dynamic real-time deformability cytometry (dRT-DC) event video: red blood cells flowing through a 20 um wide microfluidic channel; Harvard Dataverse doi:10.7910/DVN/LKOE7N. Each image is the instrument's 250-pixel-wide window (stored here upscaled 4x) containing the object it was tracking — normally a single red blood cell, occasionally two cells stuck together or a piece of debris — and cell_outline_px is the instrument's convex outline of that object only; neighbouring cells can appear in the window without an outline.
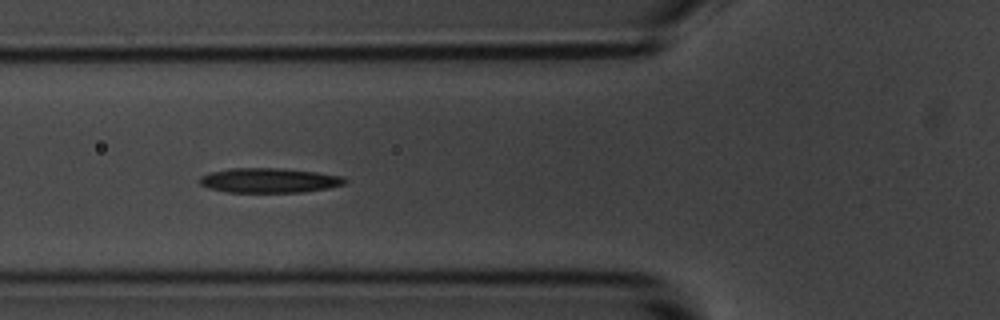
{"species": "common noctule bat (a hibernating species)", "species_latin": "Nyctalus noctula", "temperature_condition": "room temperature", "stored_images_in_passage": 14, "camera_frame_rate_fps": 3000, "um_per_image_px": 0.085, "animal": {"sex": "male", "body_mass_g": 20.1, "forearm_length_mm": 53.5}, "frame": {"image": 1, "passage_image": 5, "time_ms": 5.333, "image_size_px": [1000, 320], "cell_outline_px": [[348, 184], [328, 188], [304, 192], [228, 192], [208, 188], [200, 184], [196, 180], [200, 176], [208, 172], [232, 168], [284, 168], [316, 172], [344, 176], [348, 180]], "centroid_in_image_um": [22.89, 15.33], "position_along_channel_um": 102.9, "area_um2": 21.27}}
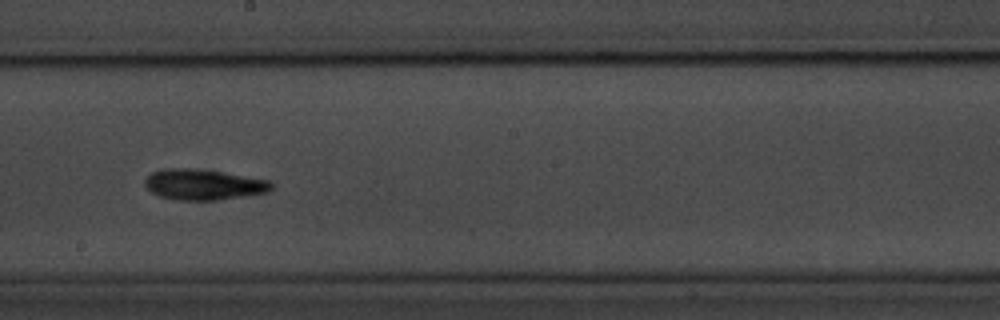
{"frame": {"image": 2, "passage_image": 8, "time_ms": 9.0, "image_size_px": [1000, 320], "cell_outline_px": [[272, 188], [268, 192], [248, 196], [216, 200], [176, 200], [160, 196], [152, 192], [144, 184], [144, 180], [152, 172], [164, 168], [192, 168], [220, 172], [268, 180], [272, 184]], "centroid_in_image_um": [17.28, 15.69], "position_along_channel_um": 230.9, "area_um2": 22.48}}
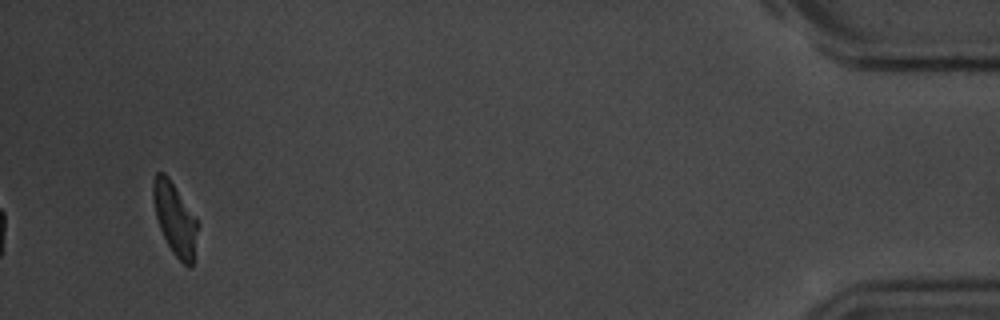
{"frame": {"image": 3, "passage_image": 14, "time_ms": 16.667, "image_size_px": [1000, 320], "cell_outline_px": [[200, 224], [192, 268], [188, 268], [172, 252], [160, 228], [156, 216], [152, 196], [152, 184], [156, 172], [164, 172], [168, 176], [196, 216]], "centroid_in_image_um": [14.9, 18.61], "position_along_channel_um": 420.3, "area_um2": 19.07}, "authors_computed_cell_mechanics": {"area_um2": 21.4438, "velocity_mm_per_s": 3.484, "shape_relaxation_time_tau1_ms": 2.1976, "shape_relaxation_time_tau2_ms": 5.1322, "deformation_change_tau1": 0.0997, "deformation_change_tau2": 0.1206}}